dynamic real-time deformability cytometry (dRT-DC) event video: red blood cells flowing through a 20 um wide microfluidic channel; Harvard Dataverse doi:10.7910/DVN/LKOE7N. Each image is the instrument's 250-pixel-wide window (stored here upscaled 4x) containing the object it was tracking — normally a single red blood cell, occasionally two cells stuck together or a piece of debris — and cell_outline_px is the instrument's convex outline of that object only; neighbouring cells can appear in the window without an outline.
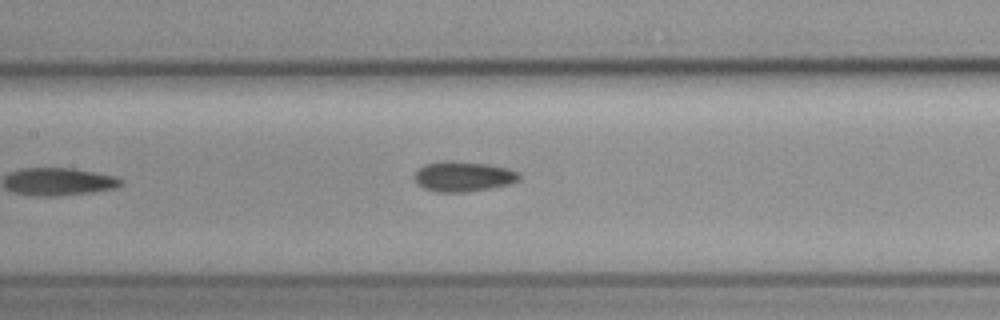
{"species": "common noctule bat (a hibernating species)", "species_latin": "Nyctalus noctula", "temperature_condition": "cold", "stored_images_in_passage": 5, "camera_frame_rate_fps": 3000, "um_per_image_px": 0.085, "animal": {"sex": "female", "body_mass_g": 19.3, "forearm_length_mm": 54.1}, "frame": {"image": 1, "passage_image": 5, "time_ms": 4.667, "image_size_px": [1000, 320], "cell_outline_px": [[520, 180], [512, 184], [492, 188], [464, 192], [436, 192], [424, 188], [416, 184], [412, 176], [424, 164], [444, 160], [452, 160], [488, 164], [508, 168], [520, 172]], "centroid_in_image_um": [39.38, 14.99], "position_along_channel_um": 168.0, "area_um2": 18.84}}